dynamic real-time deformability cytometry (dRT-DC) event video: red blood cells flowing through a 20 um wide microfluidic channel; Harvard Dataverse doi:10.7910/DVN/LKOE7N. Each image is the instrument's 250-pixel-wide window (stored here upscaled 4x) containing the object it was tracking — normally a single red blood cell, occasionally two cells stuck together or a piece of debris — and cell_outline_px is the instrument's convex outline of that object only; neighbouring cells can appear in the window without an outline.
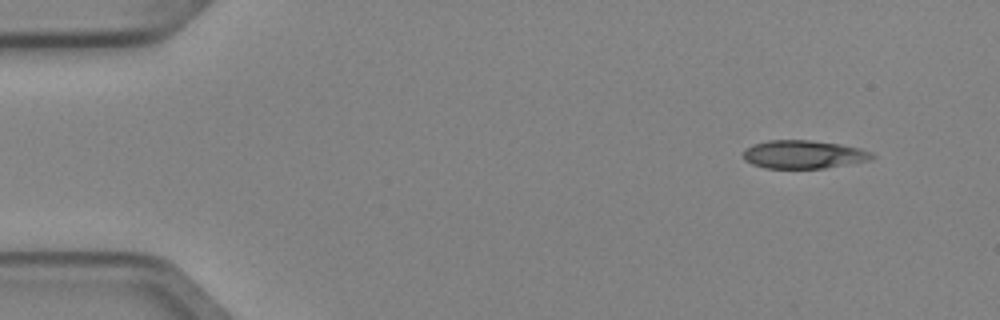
{"species": "Egyptian fruit bat (a non-hibernating species)", "species_latin": "Rousettus aegyptiacus", "temperature_condition": "cold", "stored_images_in_passage": 5, "camera_frame_rate_fps": 3000, "um_per_image_px": 0.085, "animal": {"sex": "female"}, "frame": {"image": 1, "passage_image": 1, "time_ms": 0.0, "image_size_px": [1000, 320], "cell_outline_px": [[876, 156], [872, 160], [824, 168], [764, 168], [752, 164], [744, 160], [744, 152], [752, 144], [768, 140], [808, 140], [840, 144], [860, 148], [872, 152]], "centroid_in_image_um": [68.33, 13.13], "position_along_channel_um": 16.7, "area_um2": 21.21}}
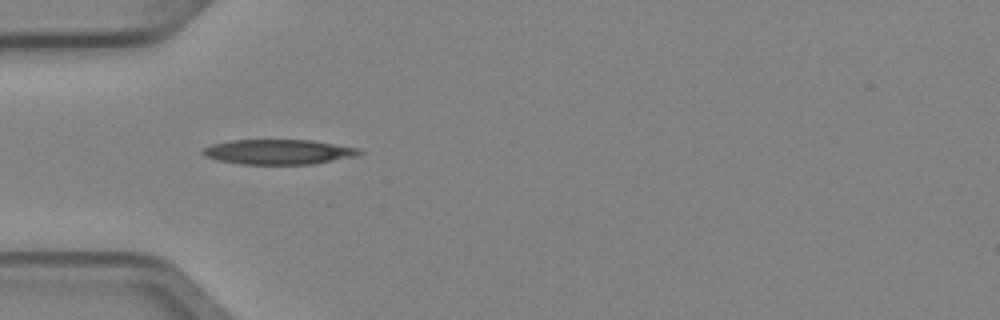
{"frame": {"image": 2, "passage_image": 4, "time_ms": 1.0, "image_size_px": [1000, 320], "cell_outline_px": [[364, 152], [360, 156], [312, 164], [240, 164], [216, 160], [204, 156], [200, 152], [204, 148], [212, 144], [232, 140], [312, 140], [360, 148]], "centroid_in_image_um": [23.71, 12.91], "position_along_channel_um": 61.3, "area_um2": 23.0}}
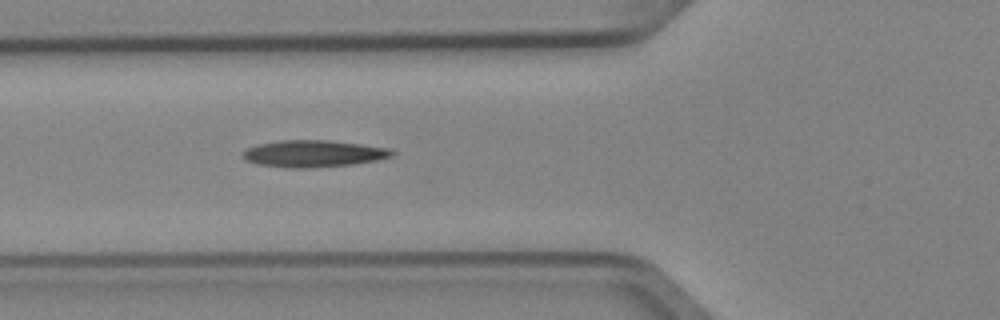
{"frame": {"image": 3, "passage_image": 5, "time_ms": 1.333, "image_size_px": [1000, 320], "cell_outline_px": [[396, 152], [392, 156], [376, 160], [352, 164], [308, 168], [292, 168], [256, 164], [244, 160], [244, 152], [248, 148], [260, 144], [280, 140], [328, 140], [360, 144], [388, 148]], "centroid_in_image_um": [26.65, 13.06], "position_along_channel_um": 99.2, "area_um2": 23.12}}